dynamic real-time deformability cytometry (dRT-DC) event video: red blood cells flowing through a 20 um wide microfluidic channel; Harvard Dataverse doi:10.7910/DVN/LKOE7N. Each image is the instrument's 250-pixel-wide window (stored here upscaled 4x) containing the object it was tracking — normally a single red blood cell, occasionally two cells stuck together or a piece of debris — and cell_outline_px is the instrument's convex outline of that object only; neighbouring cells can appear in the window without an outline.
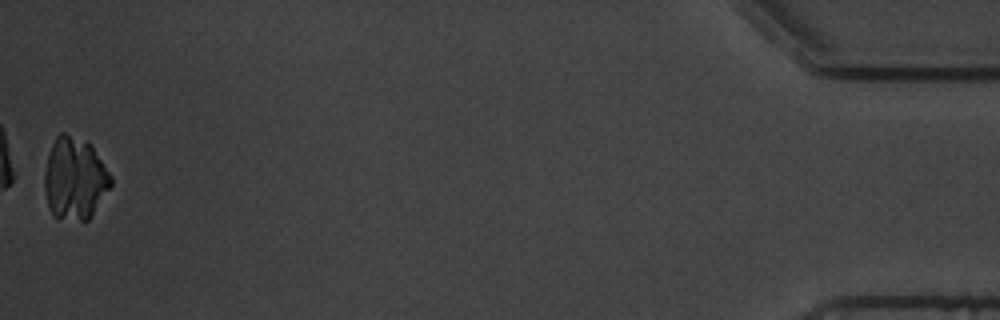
{"species": "common noctule bat (a hibernating species)", "species_latin": "Nyctalus noctula", "temperature_condition": "warm", "stored_images_in_passage": 11, "camera_frame_rate_fps": 3000, "um_per_image_px": 0.085, "animal": {"sex": "male", "body_mass_g": 19.5, "forearm_length_mm": 54.6}, "frame": {"image": 1, "passage_image": 11, "time_ms": 12.667, "image_size_px": [1000, 320], "cell_outline_px": [[112, 184], [88, 220], [80, 220], [52, 216], [48, 208], [44, 188], [44, 172], [48, 156], [52, 144], [56, 136], [60, 132], [64, 132], [92, 144], [112, 176]], "centroid_in_image_um": [6.35, 15.15], "position_along_channel_um": 428.9, "area_um2": 31.85}}